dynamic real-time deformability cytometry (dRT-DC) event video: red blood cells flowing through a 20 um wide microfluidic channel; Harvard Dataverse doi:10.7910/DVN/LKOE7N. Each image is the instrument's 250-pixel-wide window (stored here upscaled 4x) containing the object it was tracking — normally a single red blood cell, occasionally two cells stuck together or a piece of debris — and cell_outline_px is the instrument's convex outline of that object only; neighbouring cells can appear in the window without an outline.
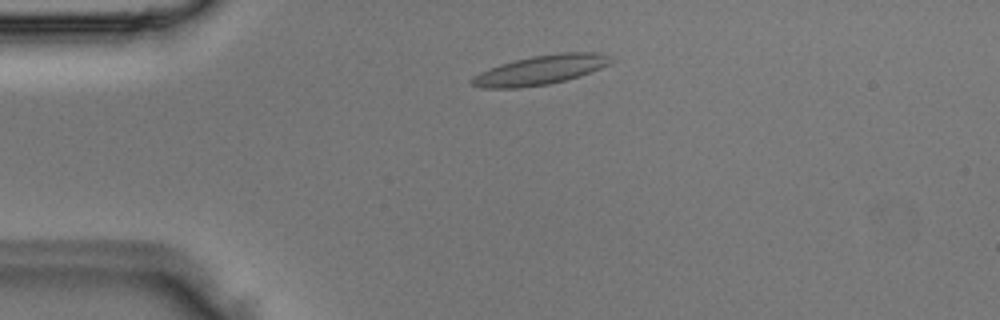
{"species": "Egyptian fruit bat (a non-hibernating species)", "species_latin": "Rousettus aegyptiacus", "temperature_condition": "room temperature", "stored_images_in_passage": 2, "camera_frame_rate_fps": 3000, "um_per_image_px": 0.085, "animal": {"sex": "male"}, "frame": {"image": 1, "passage_image": 1, "time_ms": 0.0, "image_size_px": [1000, 320], "cell_outline_px": [[616, 60], [612, 64], [592, 72], [580, 76], [552, 84], [520, 88], [480, 88], [472, 84], [472, 80], [480, 72], [500, 64], [532, 56], [560, 52], [600, 52]], "centroid_in_image_um": [46.04, 5.94], "position_along_channel_um": 39.0, "area_um2": 23.99}}
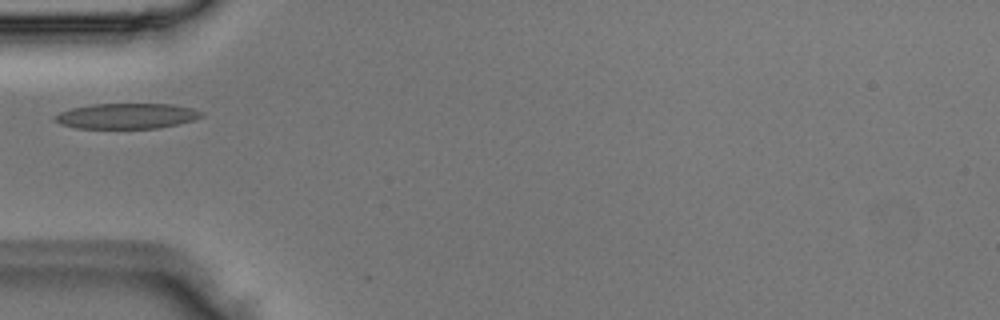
{"frame": {"image": 2, "passage_image": 2, "time_ms": 0.333, "image_size_px": [1000, 320], "cell_outline_px": [[204, 116], [192, 120], [160, 128], [76, 128], [60, 124], [52, 120], [60, 112], [72, 108], [92, 104], [172, 104], [192, 108], [204, 112]], "centroid_in_image_um": [10.77, 9.86], "position_along_channel_um": 74.2, "area_um2": 21.68}}